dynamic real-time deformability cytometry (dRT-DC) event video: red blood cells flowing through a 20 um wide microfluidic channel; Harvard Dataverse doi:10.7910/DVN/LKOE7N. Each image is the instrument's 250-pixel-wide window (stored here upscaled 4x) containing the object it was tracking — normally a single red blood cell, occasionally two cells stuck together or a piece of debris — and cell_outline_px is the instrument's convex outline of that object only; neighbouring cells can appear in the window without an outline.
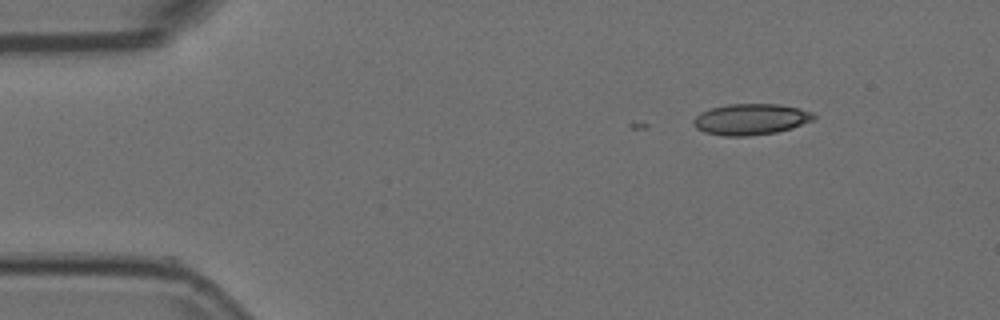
{"species": "Egyptian fruit bat (a non-hibernating species)", "species_latin": "Rousettus aegyptiacus", "temperature_condition": "room temperature", "stored_images_in_passage": 5, "camera_frame_rate_fps": 3000, "um_per_image_px": 0.085, "animal": {"sex": "female"}, "frame": {"image": 1, "passage_image": 1, "time_ms": 0.0, "image_size_px": [1000, 320], "cell_outline_px": [[816, 116], [812, 120], [792, 128], [776, 132], [748, 136], [724, 136], [704, 132], [696, 128], [692, 124], [692, 120], [700, 112], [712, 108], [728, 104], [780, 104], [800, 108], [812, 112]], "centroid_in_image_um": [63.79, 10.14], "position_along_channel_um": 21.2, "area_um2": 21.85}}